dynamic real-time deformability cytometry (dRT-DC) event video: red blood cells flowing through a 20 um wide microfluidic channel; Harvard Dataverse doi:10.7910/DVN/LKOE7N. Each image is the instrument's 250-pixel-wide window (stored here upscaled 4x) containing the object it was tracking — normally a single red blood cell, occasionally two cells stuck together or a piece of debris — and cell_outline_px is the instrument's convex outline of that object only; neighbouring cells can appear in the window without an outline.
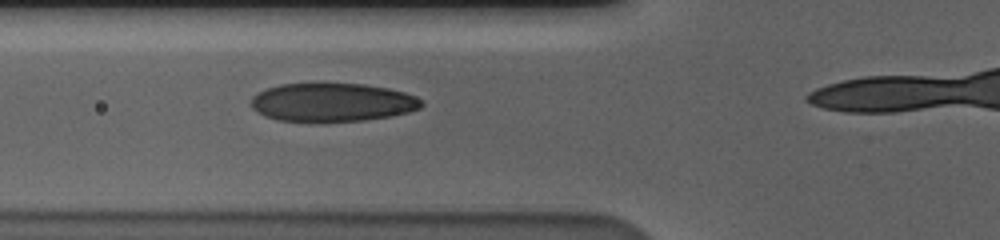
{"species": "human", "species_latin": "Homo sapiens", "temperature_condition": "cold", "stored_images_in_passage": 40, "camera_frame_rate_fps": 3000, "um_per_image_px": 0.085, "donor": {"sex": "male"}, "frame": {"image": 1, "passage_image": 14, "time_ms": 4.333, "image_size_px": [1000, 240], "cell_outline_px": [[424, 104], [420, 108], [408, 112], [392, 116], [364, 120], [324, 124], [320, 124], [276, 120], [264, 116], [256, 112], [252, 108], [252, 96], [256, 92], [280, 84], [364, 84], [388, 88], [404, 92], [416, 96], [424, 100]], "centroid_in_image_um": [28.23, 8.74], "position_along_channel_um": 97.6, "area_um2": 39.19}}
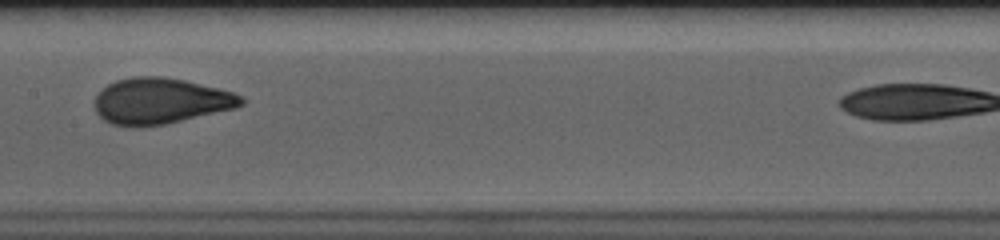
{"frame": {"image": 2, "passage_image": 22, "time_ms": 7.0, "image_size_px": [1000, 240], "cell_outline_px": [[244, 104], [236, 108], [164, 124], [136, 128], [132, 128], [112, 124], [104, 120], [96, 112], [96, 96], [108, 84], [116, 80], [136, 76], [164, 76], [184, 80], [232, 92], [244, 96]], "centroid_in_image_um": [13.64, 8.59], "position_along_channel_um": 193.8, "area_um2": 39.19}}
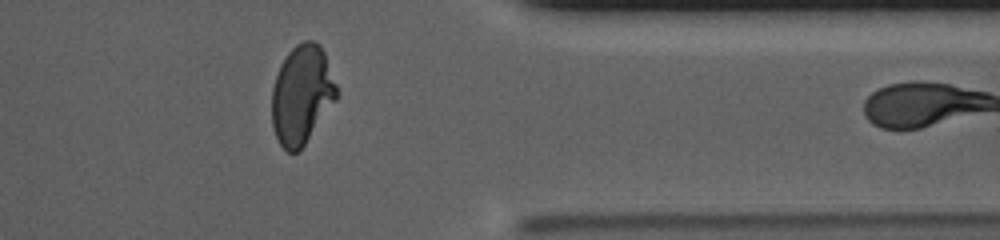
{"frame": {"image": 3, "passage_image": 39, "time_ms": 12.667, "image_size_px": [1000, 240], "cell_outline_px": [[336, 100], [300, 152], [288, 152], [280, 144], [276, 136], [272, 124], [272, 88], [280, 64], [288, 52], [296, 44], [304, 40], [316, 40], [320, 44], [324, 52], [336, 84]], "centroid_in_image_um": [25.64, 8.05], "position_along_channel_um": 385.8, "area_um2": 37.4}}